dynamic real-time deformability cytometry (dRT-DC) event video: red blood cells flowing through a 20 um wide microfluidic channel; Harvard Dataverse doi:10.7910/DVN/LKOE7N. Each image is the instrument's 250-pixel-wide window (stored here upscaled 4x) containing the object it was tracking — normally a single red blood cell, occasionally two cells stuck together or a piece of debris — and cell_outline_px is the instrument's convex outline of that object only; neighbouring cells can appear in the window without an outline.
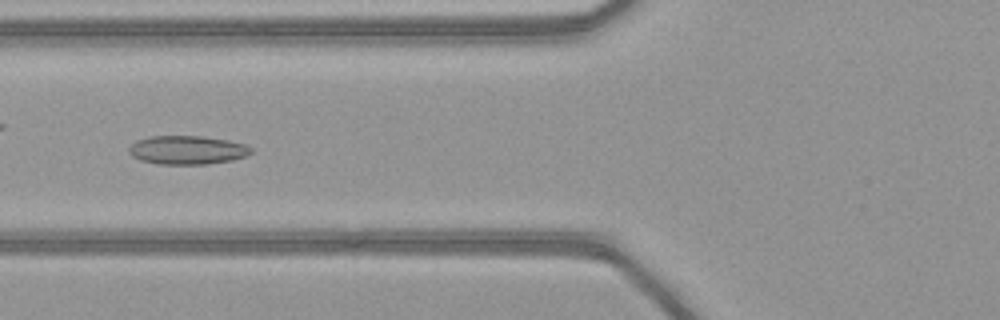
{"species": "common noctule bat (a hibernating species)", "species_latin": "Nyctalus noctula", "temperature_condition": "warm", "stored_images_in_passage": 44, "camera_frame_rate_fps": 3000, "um_per_image_px": 0.085, "animal": {"sex": "female", "body_mass_g": 21.9}, "frame": {"image": 1, "passage_image": 14, "time_ms": 4.333, "image_size_px": [1000, 320], "cell_outline_px": [[252, 152], [248, 156], [232, 160], [208, 164], [156, 164], [140, 160], [132, 156], [128, 152], [128, 148], [136, 140], [152, 136], [200, 136], [228, 140], [244, 144], [252, 148]], "centroid_in_image_um": [15.91, 12.76], "position_along_channel_um": 109.9, "area_um2": 20.52}}
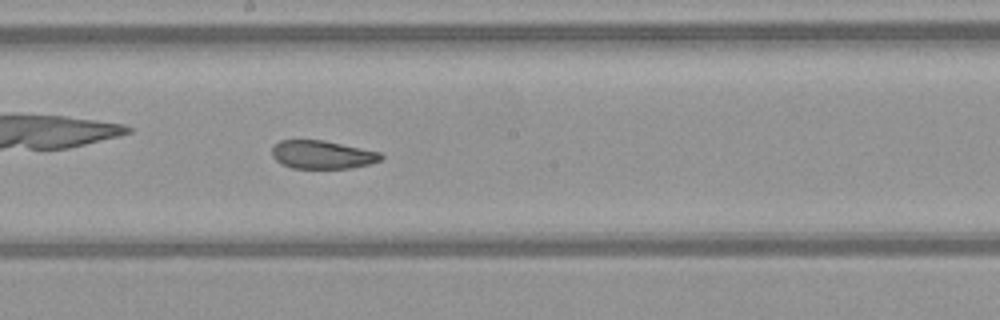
{"frame": {"image": 2, "passage_image": 22, "time_ms": 7.0, "image_size_px": [1000, 320], "cell_outline_px": [[384, 156], [380, 160], [368, 164], [352, 168], [292, 168], [280, 164], [272, 156], [272, 148], [280, 140], [324, 140], [380, 152]], "centroid_in_image_um": [27.38, 13.15], "position_along_channel_um": 220.8, "area_um2": 17.92}}
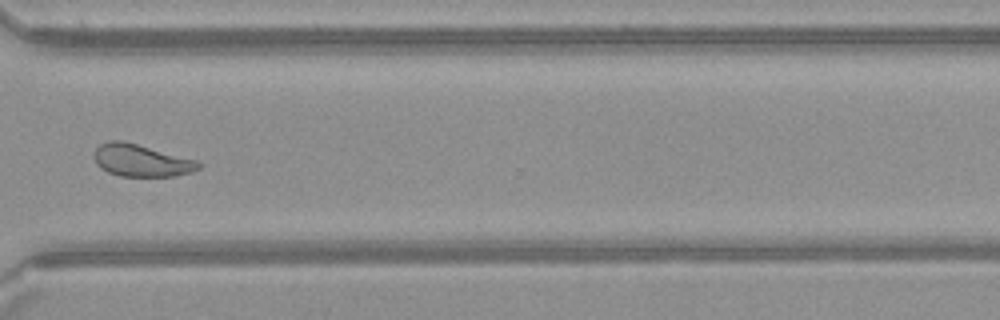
{"frame": {"image": 3, "passage_image": 32, "time_ms": 10.333, "image_size_px": [1000, 320], "cell_outline_px": [[200, 168], [192, 172], [172, 176], [120, 176], [108, 172], [100, 168], [96, 164], [96, 148], [100, 144], [108, 140], [120, 140], [136, 144], [196, 160], [200, 164]], "centroid_in_image_um": [11.99, 13.65], "position_along_channel_um": 358.6, "area_um2": 19.25}, "authors_computed_cell_mechanics": {"area_um2": 20.5479, "velocity_mm_per_s": 4.1424, "shape_relaxation_time_tau1_ms": null, "shape_relaxation_time_tau2_ms": 2.2027, "deformation_change_tau1": null, "deformation_change_tau2": 0.078}}